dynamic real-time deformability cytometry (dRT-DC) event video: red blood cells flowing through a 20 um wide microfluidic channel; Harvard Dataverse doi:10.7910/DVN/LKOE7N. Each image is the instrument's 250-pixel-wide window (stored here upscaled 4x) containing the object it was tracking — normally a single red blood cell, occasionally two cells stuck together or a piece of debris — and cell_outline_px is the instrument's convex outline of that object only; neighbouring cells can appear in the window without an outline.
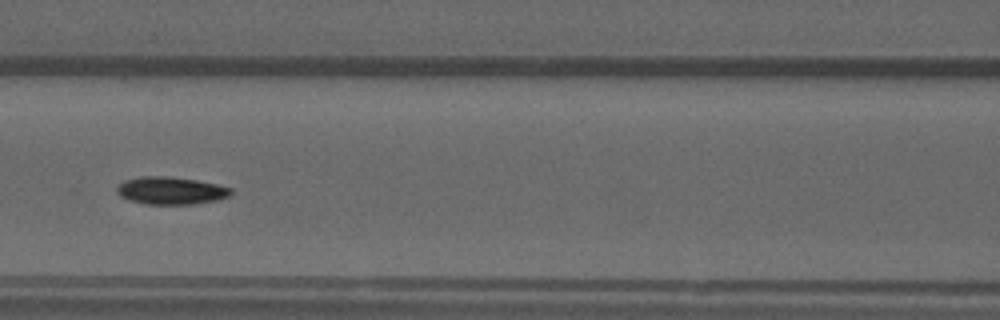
{"species": "common noctule bat (a hibernating species)", "species_latin": "Nyctalus noctula", "temperature_condition": "warm", "stored_images_in_passage": 52, "camera_frame_rate_fps": 3000, "um_per_image_px": 0.085, "animal": {"sex": "male", "forearm_length_mm": 52.5}, "frame": {"image": 1, "passage_image": 23, "time_ms": 7.333, "image_size_px": [1000, 320], "cell_outline_px": [[232, 192], [228, 196], [216, 200], [196, 204], [148, 204], [128, 200], [120, 196], [116, 192], [116, 188], [124, 180], [140, 176], [168, 176], [196, 180], [216, 184], [232, 188]], "centroid_in_image_um": [14.5, 16.2], "position_along_channel_um": 152.1, "area_um2": 18.32}}
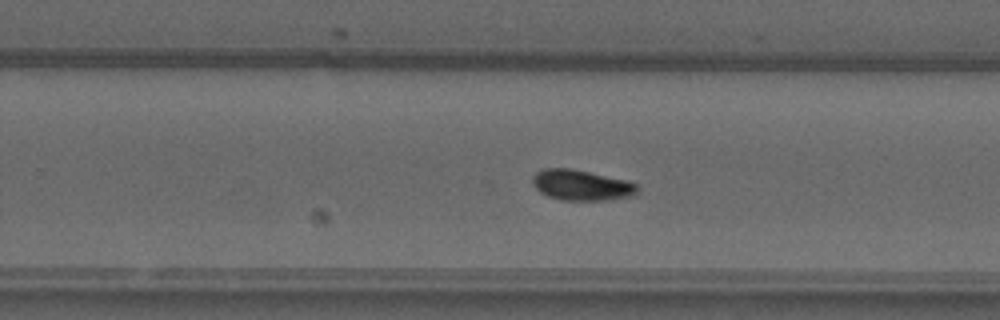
{"frame": {"image": 2, "passage_image": 33, "time_ms": 10.667, "image_size_px": [1000, 320], "cell_outline_px": [[636, 192], [632, 196], [608, 200], [560, 200], [548, 196], [540, 192], [532, 184], [532, 176], [536, 172], [544, 168], [572, 168], [628, 180], [636, 184]], "centroid_in_image_um": [49.39, 15.73], "position_along_channel_um": 280.4, "area_um2": 18.79}}
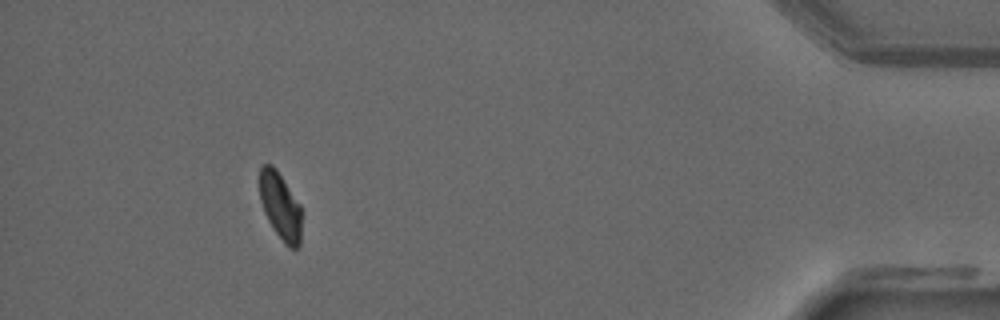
{"frame": {"image": 3, "passage_image": 48, "time_ms": 15.667, "image_size_px": [1000, 320], "cell_outline_px": [[300, 244], [296, 248], [288, 248], [284, 244], [272, 228], [264, 212], [260, 200], [260, 168], [264, 164], [272, 164], [276, 168], [300, 204]], "centroid_in_image_um": [23.81, 17.52], "position_along_channel_um": 411.4, "area_um2": 16.36}, "authors_computed_cell_mechanics": {"area_um2": 17.5134, "velocity_mm_per_s": 3.873, "shape_relaxation_time_tau1_ms": 3.3268, "shape_relaxation_time_tau2_ms": null, "deformation_change_tau1": 0.1377, "deformation_change_tau2": null}}